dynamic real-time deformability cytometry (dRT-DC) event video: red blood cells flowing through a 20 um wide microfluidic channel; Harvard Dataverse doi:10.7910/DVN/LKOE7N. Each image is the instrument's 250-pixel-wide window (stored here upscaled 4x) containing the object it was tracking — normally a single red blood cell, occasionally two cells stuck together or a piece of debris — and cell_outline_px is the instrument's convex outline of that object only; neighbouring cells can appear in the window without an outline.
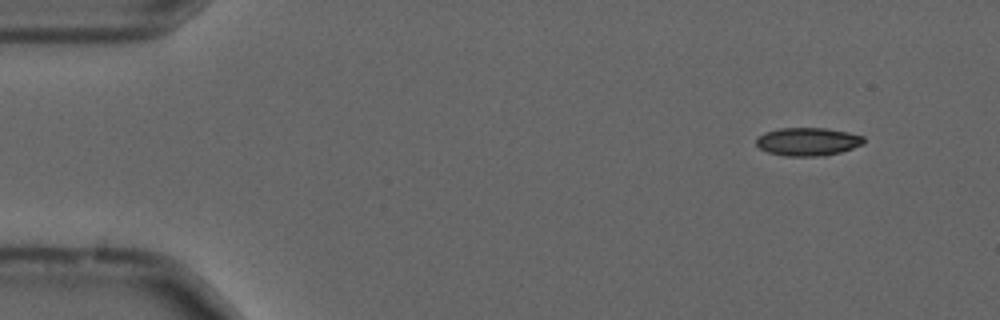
{"species": "common noctule bat (a hibernating species)", "species_latin": "Nyctalus noctula", "temperature_condition": "cold", "stored_images_in_passage": 52, "camera_frame_rate_fps": 3000, "um_per_image_px": 0.085, "animal": {"sex": "male", "forearm_length_mm": 52.5}, "frame": {"image": 1, "passage_image": 2, "time_ms": 0.333, "image_size_px": [1000, 320], "cell_outline_px": [[864, 144], [828, 156], [784, 156], [768, 152], [760, 148], [756, 144], [756, 136], [764, 132], [780, 128], [824, 128], [848, 132], [864, 136]], "centroid_in_image_um": [68.65, 12.04], "position_along_channel_um": 16.4, "area_um2": 17.8}}
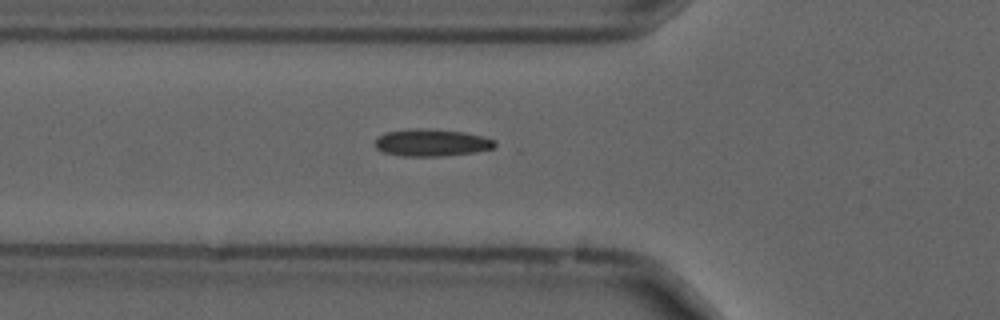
{"frame": {"image": 2, "passage_image": 16, "time_ms": 5.0, "image_size_px": [1000, 320], "cell_outline_px": [[496, 144], [492, 148], [476, 152], [444, 156], [400, 156], [384, 152], [376, 148], [376, 140], [380, 136], [388, 132], [412, 128], [420, 128], [464, 132], [484, 136], [496, 140]], "centroid_in_image_um": [36.72, 12.13], "position_along_channel_um": 89.1, "area_um2": 18.9}}
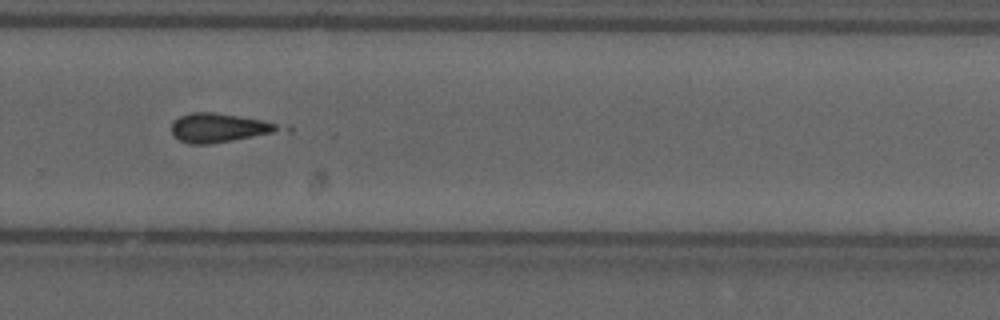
{"frame": {"image": 3, "passage_image": 34, "time_ms": 11.0, "image_size_px": [1000, 320], "cell_outline_px": [[292, 132], [212, 144], [188, 144], [172, 136], [172, 120], [180, 116], [192, 112], [212, 112], [260, 120], [292, 128]], "centroid_in_image_um": [18.8, 10.9], "position_along_channel_um": 311.0, "area_um2": 19.13}, "authors_computed_cell_mechanics": {"area_um2": 18.0625, "velocity_mm_per_s": 3.6929, "shape_relaxation_time_tau1_ms": null, "shape_relaxation_time_tau2_ms": 3.7439, "deformation_change_tau1": null, "deformation_change_tau2": 0.1194}}